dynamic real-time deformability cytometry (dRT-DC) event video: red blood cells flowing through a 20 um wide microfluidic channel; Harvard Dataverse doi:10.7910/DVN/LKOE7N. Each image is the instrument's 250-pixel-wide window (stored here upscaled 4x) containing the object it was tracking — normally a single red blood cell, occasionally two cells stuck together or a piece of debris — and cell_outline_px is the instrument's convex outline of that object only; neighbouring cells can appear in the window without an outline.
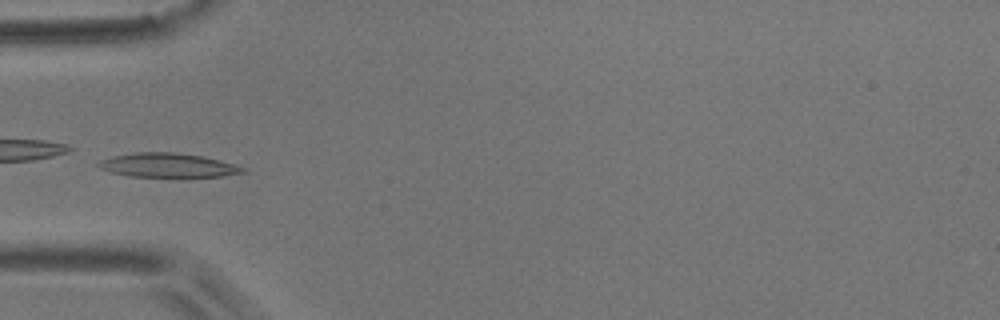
{"species": "common noctule bat (a hibernating species)", "species_latin": "Nyctalus noctula", "temperature_condition": "room temperature", "stored_images_in_passage": 6, "camera_frame_rate_fps": 3000, "um_per_image_px": 0.085, "animal": {"sex": "male", "body_mass_g": 17.9}, "frame": {"image": 1, "passage_image": 6, "time_ms": 5.667, "image_size_px": [1000, 320], "cell_outline_px": [[248, 172], [224, 176], [128, 176], [108, 172], [100, 168], [96, 164], [100, 160], [112, 156], [136, 152], [172, 152], [204, 156], [248, 168]], "centroid_in_image_um": [14.27, 14.04], "position_along_channel_um": 70.7, "area_um2": 20.29}}